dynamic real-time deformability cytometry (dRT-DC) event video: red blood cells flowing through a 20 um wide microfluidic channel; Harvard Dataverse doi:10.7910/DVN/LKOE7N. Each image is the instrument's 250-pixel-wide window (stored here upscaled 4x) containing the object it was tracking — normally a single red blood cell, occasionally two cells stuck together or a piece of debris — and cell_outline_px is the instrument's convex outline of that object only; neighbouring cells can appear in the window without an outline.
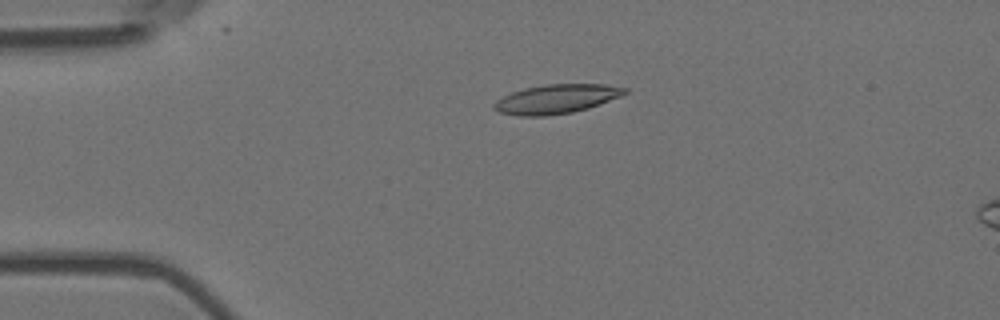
{"species": "Egyptian fruit bat (a non-hibernating species)", "species_latin": "Rousettus aegyptiacus", "temperature_condition": "room temperature", "stored_images_in_passage": 4, "camera_frame_rate_fps": 3000, "um_per_image_px": 0.085, "animal": {"sex": "female"}, "frame": {"image": 1, "passage_image": 2, "time_ms": 0.333, "image_size_px": [1000, 320], "cell_outline_px": [[628, 92], [620, 96], [600, 104], [588, 108], [572, 112], [544, 116], [516, 116], [500, 112], [492, 108], [492, 104], [496, 100], [512, 92], [524, 88], [544, 84], [604, 84], [628, 88]], "centroid_in_image_um": [47.27, 8.41], "position_along_channel_um": 37.7, "area_um2": 22.25}}